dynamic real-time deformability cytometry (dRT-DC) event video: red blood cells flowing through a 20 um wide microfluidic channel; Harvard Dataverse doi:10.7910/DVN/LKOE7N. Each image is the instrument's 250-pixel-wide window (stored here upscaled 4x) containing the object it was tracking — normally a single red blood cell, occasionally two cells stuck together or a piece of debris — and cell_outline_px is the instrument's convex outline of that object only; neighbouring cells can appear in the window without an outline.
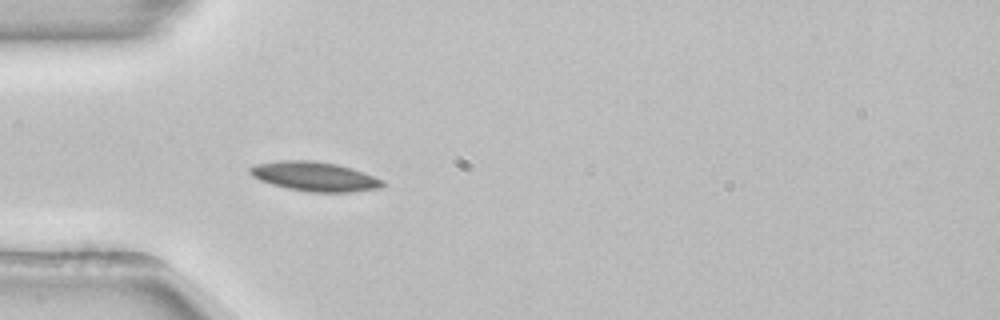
{"species": "common noctule bat (a hibernating species)", "species_latin": "Nyctalus noctula", "temperature_condition": "room temperature", "stored_images_in_passage": 53, "camera_frame_rate_fps": 3000, "um_per_image_px": 0.085, "animal": {"sex": "female", "body_mass_g": 22.7, "forearm_length_mm": 54.2}, "frame": {"image": 1, "passage_image": 16, "time_ms": 5.0, "image_size_px": [1000, 320], "cell_outline_px": [[388, 184], [380, 188], [352, 192], [308, 192], [288, 188], [272, 184], [260, 180], [252, 176], [248, 172], [248, 168], [256, 164], [280, 160], [312, 160], [336, 164], [352, 168], [384, 180]], "centroid_in_image_um": [26.76, 15.0], "position_along_channel_um": 58.2, "area_um2": 22.83}, "authors_computed_cell_mechanics": {"area_um2": 20.1144, "velocity_mm_per_s": 3.8671, "shape_relaxation_time_tau1_ms": 3.5193, "shape_relaxation_time_tau2_ms": null, "deformation_change_tau1": 0.0876, "deformation_change_tau2": null}}